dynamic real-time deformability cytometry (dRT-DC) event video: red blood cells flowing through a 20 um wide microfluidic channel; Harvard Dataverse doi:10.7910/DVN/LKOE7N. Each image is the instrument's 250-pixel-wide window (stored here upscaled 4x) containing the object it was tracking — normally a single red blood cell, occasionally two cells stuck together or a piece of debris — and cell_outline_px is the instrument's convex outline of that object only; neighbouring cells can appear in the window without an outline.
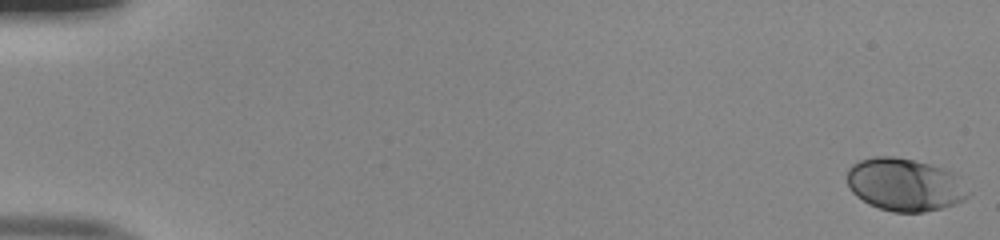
{"species": "human", "species_latin": "Homo sapiens", "temperature_condition": "room temperature", "stored_images_in_passage": 52, "camera_frame_rate_fps": 3000, "um_per_image_px": 0.085, "donor": {"sex": "male"}, "frame": {"image": 1, "passage_image": 1, "time_ms": 0.0, "image_size_px": [1000, 240], "cell_outline_px": [[968, 196], [964, 200], [956, 204], [924, 212], [892, 212], [868, 204], [856, 196], [852, 192], [848, 184], [848, 168], [852, 164], [860, 160], [876, 156], [892, 156], [912, 160], [928, 164], [952, 172], [956, 176], [968, 192]], "centroid_in_image_um": [76.86, 15.71], "position_along_channel_um": 8.1, "area_um2": 36.82}}
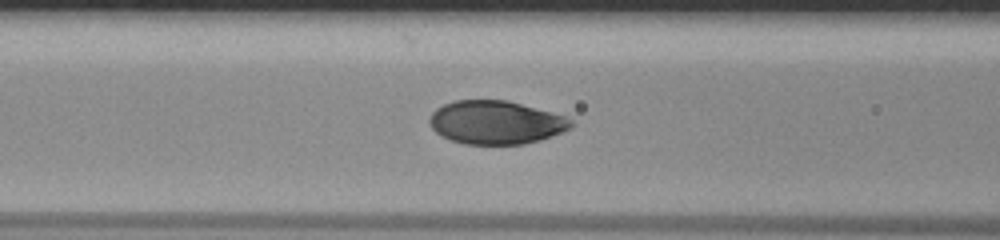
{"frame": {"image": 2, "passage_image": 23, "time_ms": 7.333, "image_size_px": [1000, 240], "cell_outline_px": [[572, 128], [564, 132], [540, 140], [524, 144], [464, 144], [452, 140], [436, 132], [428, 124], [428, 120], [432, 112], [436, 108], [444, 104], [456, 100], [504, 100], [520, 104], [564, 116], [572, 120]], "centroid_in_image_um": [42.13, 10.41], "position_along_channel_um": 124.5, "area_um2": 35.6}}
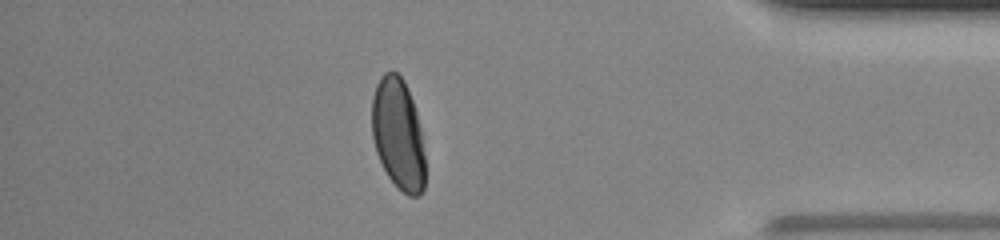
{"frame": {"image": 3, "passage_image": 46, "time_ms": 15.0, "image_size_px": [1000, 240], "cell_outline_px": [[424, 188], [420, 196], [408, 196], [388, 176], [376, 152], [372, 136], [372, 96], [376, 84], [380, 76], [384, 72], [396, 72], [404, 80], [412, 100], [416, 112], [420, 128], [424, 152]], "centroid_in_image_um": [33.83, 11.38], "position_along_channel_um": 401.4, "area_um2": 34.33}, "authors_computed_cell_mechanics": {"area_um2": 36.0961, "velocity_mm_per_s": 4.0051, "shape_relaxation_time_tau1_ms": 2.6654, "shape_relaxation_time_tau2_ms": null, "deformation_change_tau1": 0.1563, "deformation_change_tau2": null}}